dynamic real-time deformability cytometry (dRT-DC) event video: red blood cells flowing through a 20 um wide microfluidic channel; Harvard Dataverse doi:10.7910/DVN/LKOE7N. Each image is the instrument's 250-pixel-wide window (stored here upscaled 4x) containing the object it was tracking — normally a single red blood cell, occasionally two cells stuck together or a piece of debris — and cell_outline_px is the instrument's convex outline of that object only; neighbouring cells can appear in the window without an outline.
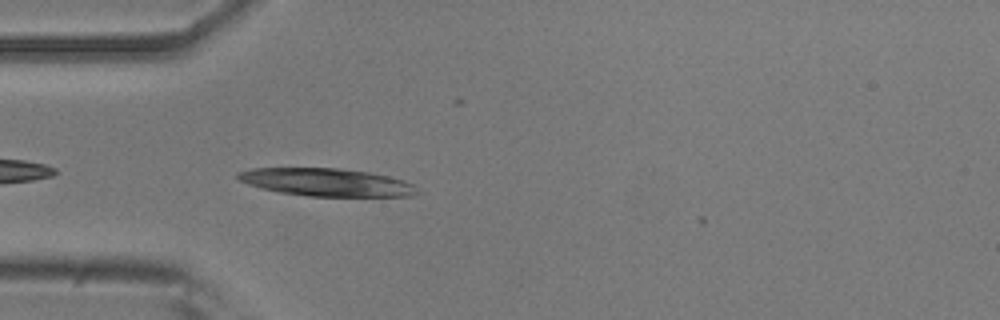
{"species": "common noctule bat (a hibernating species)", "species_latin": "Nyctalus noctula", "temperature_condition": "room temperature", "stored_images_in_passage": 36, "camera_frame_rate_fps": 3000, "um_per_image_px": 0.085, "animal": {"sex": "male", "body_mass_g": 20.5, "forearm_length_mm": 52.5}, "frame": {"image": 1, "passage_image": 3, "time_ms": 0.667, "image_size_px": [1000, 320], "cell_outline_px": [[420, 192], [412, 196], [308, 196], [280, 192], [260, 188], [248, 184], [240, 180], [236, 176], [236, 172], [252, 168], [340, 168], [368, 172], [388, 176], [404, 180], [412, 184]], "centroid_in_image_um": [27.74, 15.49], "position_along_channel_um": 57.3, "area_um2": 29.02}}
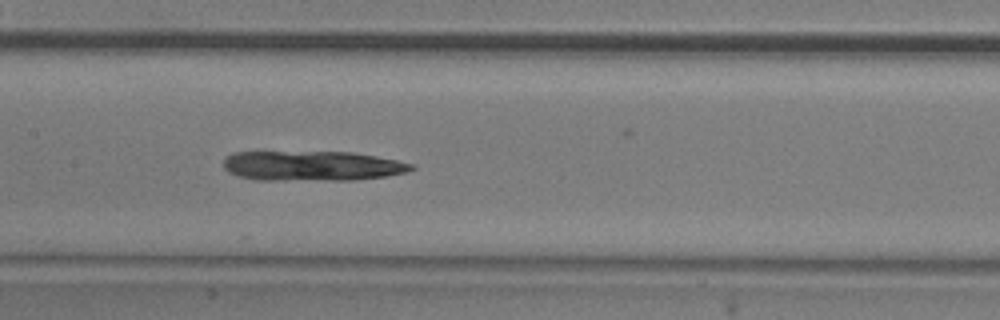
{"frame": {"image": 2, "passage_image": 13, "time_ms": 4.0, "image_size_px": [1000, 320], "cell_outline_px": [[416, 168], [408, 172], [384, 176], [356, 180], [256, 180], [236, 176], [228, 172], [224, 168], [224, 160], [232, 152], [352, 152], [376, 156], [416, 164]], "centroid_in_image_um": [26.55, 14.1], "position_along_channel_um": 180.9, "area_um2": 33.0}}
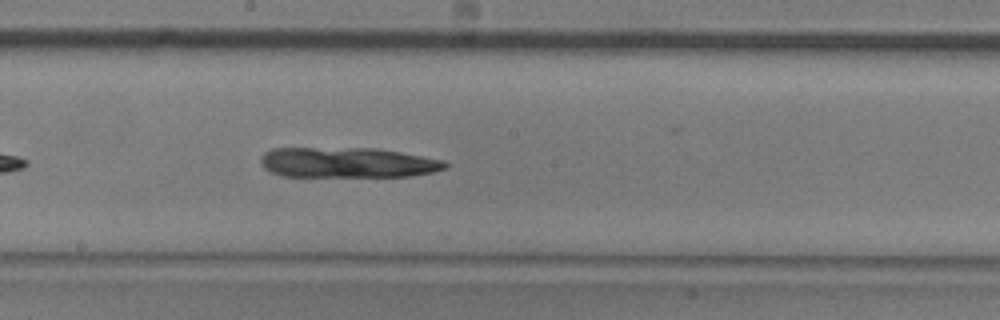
{"frame": {"image": 3, "passage_image": 16, "time_ms": 5.0, "image_size_px": [1000, 320], "cell_outline_px": [[448, 168], [432, 172], [408, 176], [280, 176], [268, 172], [260, 164], [260, 156], [264, 152], [272, 148], [376, 148], [400, 152], [444, 160], [448, 164]], "centroid_in_image_um": [29.48, 13.81], "position_along_channel_um": 218.7, "area_um2": 32.77}}